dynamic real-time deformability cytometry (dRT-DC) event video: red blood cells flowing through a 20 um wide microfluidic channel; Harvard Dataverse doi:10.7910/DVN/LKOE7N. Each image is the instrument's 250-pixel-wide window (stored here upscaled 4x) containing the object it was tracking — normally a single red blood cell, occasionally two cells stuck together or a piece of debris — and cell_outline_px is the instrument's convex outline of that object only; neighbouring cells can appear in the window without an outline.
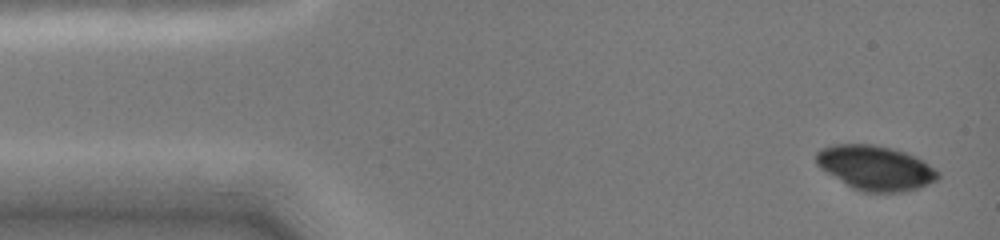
{"species": "common noctule bat (a hibernating species)", "species_latin": "Nyctalus noctula", "temperature_condition": "cold", "stored_images_in_passage": 14, "camera_frame_rate_fps": 3000, "um_per_image_px": 0.085, "animal": {"sex": "female", "body_mass_g": 19.0, "forearm_length_mm": 51.5}, "frame": {"image": 1, "passage_image": 1, "time_ms": 0.0, "image_size_px": [1000, 240], "cell_outline_px": [[940, 176], [936, 180], [920, 188], [904, 192], [864, 192], [852, 188], [820, 168], [816, 164], [816, 152], [820, 148], [832, 144], [872, 144], [892, 148], [904, 152], [924, 160], [936, 168], [940, 172]], "centroid_in_image_um": [74.43, 14.27], "position_along_channel_um": 10.6, "area_um2": 31.91}}